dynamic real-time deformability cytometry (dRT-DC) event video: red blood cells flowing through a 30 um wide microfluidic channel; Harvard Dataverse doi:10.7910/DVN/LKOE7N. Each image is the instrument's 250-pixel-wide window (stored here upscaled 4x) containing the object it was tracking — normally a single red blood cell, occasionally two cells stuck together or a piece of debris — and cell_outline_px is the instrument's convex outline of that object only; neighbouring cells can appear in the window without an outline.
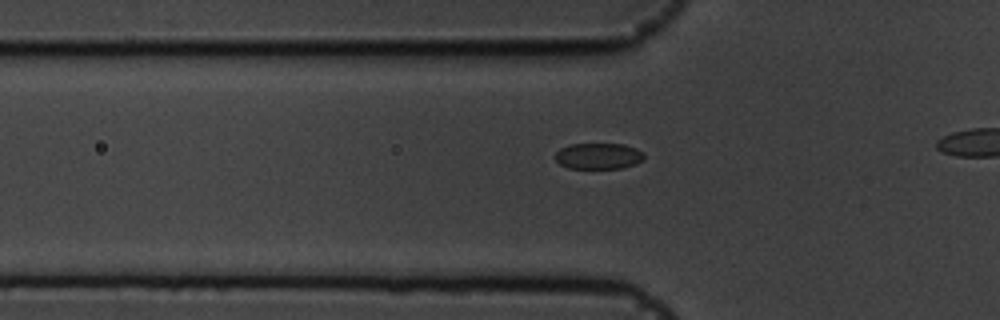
{"species": "common noctule bat (a hibernating species)", "species_latin": "Nyctalus noctula", "temperature_condition": "cold", "stored_images_in_passage": 12, "camera_frame_rate_fps": 3000, "um_per_image_px": 0.085, "animal": {"sex": "male", "body_mass_g": 19.5, "forearm_length_mm": 54.6}, "frame": {"image": 1, "passage_image": 6, "time_ms": 1.667, "image_size_px": [1000, 320], "cell_outline_px": [[644, 160], [636, 164], [624, 168], [568, 168], [560, 164], [556, 160], [556, 152], [560, 148], [568, 144], [624, 144], [636, 148], [644, 152]], "centroid_in_image_um": [50.9, 13.26], "position_along_channel_um": 74.9, "area_um2": 13.64}}
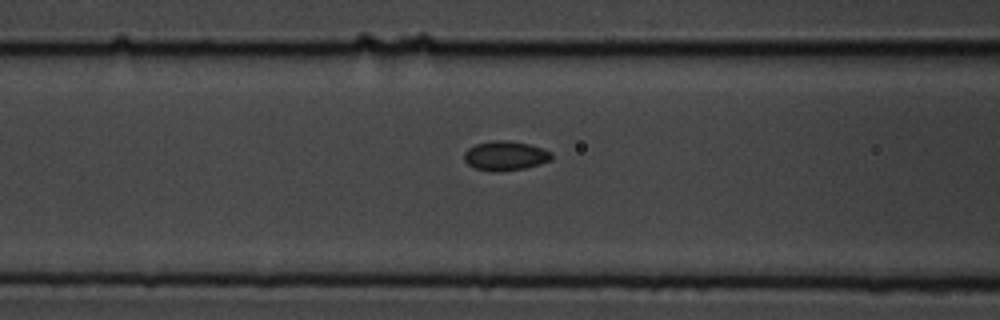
{"frame": {"image": 2, "passage_image": 10, "time_ms": 3.0, "image_size_px": [1000, 320], "cell_outline_px": [[552, 160], [540, 164], [524, 168], [500, 172], [492, 172], [476, 168], [468, 164], [464, 160], [464, 152], [468, 148], [476, 144], [492, 140], [504, 140], [528, 144], [552, 152]], "centroid_in_image_um": [42.94, 13.25], "position_along_channel_um": 123.7, "area_um2": 14.97}}